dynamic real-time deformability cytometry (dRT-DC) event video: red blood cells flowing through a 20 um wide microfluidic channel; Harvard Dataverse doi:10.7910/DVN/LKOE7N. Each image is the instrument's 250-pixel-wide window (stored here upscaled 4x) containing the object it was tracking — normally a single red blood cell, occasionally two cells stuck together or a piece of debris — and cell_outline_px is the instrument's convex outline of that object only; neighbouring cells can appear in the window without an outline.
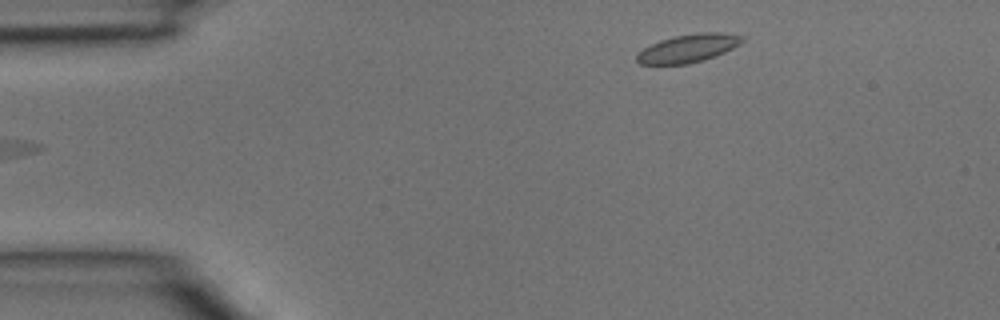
{"species": "common noctule bat (a hibernating species)", "species_latin": "Nyctalus noctula", "temperature_condition": "room temperature", "stored_images_in_passage": 3, "camera_frame_rate_fps": 3000, "um_per_image_px": 0.085, "animal": {"sex": "male", "body_mass_g": 15.6}, "frame": {"image": 1, "passage_image": 3, "time_ms": 0.667, "image_size_px": [1000, 320], "cell_outline_px": [[744, 40], [740, 44], [724, 52], [704, 60], [688, 64], [640, 64], [636, 60], [636, 56], [644, 48], [660, 40], [676, 36], [700, 32], [720, 32], [744, 36]], "centroid_in_image_um": [58.52, 4.1], "position_along_channel_um": 26.5, "area_um2": 17.11}}